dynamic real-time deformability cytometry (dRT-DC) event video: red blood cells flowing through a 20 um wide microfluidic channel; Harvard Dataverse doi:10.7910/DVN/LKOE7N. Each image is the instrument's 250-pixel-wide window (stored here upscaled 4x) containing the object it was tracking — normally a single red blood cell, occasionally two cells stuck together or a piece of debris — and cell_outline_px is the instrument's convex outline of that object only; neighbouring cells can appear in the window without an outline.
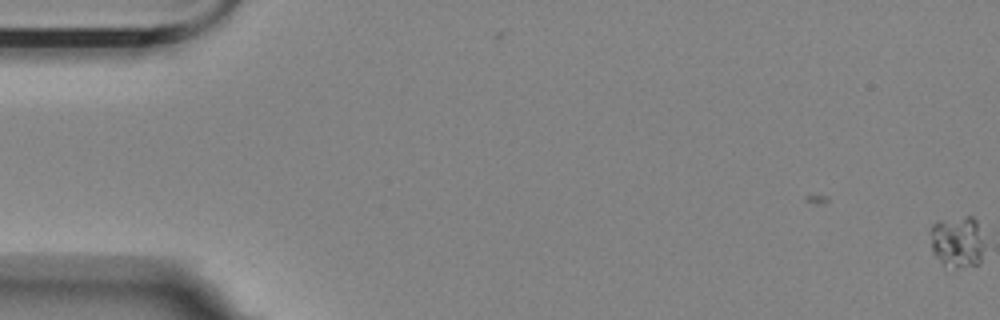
{"species": "Egyptian fruit bat (a non-hibernating species)", "species_latin": "Rousettus aegyptiacus", "temperature_condition": "room temperature", "stored_images_in_passage": 3, "camera_frame_rate_fps": 3000, "um_per_image_px": 0.085, "animal": {"sex": "female"}, "frame": {"image": 1, "passage_image": 3, "time_ms": 0.667, "image_size_px": [1000, 320], "cell_outline_px": [[980, 264], [956, 268], [944, 264], [932, 252], [932, 224], [936, 220], [968, 216], [972, 216], [976, 220], [980, 240]], "centroid_in_image_um": [81.32, 20.53], "position_along_channel_um": 3.7, "area_um2": 15.55}}